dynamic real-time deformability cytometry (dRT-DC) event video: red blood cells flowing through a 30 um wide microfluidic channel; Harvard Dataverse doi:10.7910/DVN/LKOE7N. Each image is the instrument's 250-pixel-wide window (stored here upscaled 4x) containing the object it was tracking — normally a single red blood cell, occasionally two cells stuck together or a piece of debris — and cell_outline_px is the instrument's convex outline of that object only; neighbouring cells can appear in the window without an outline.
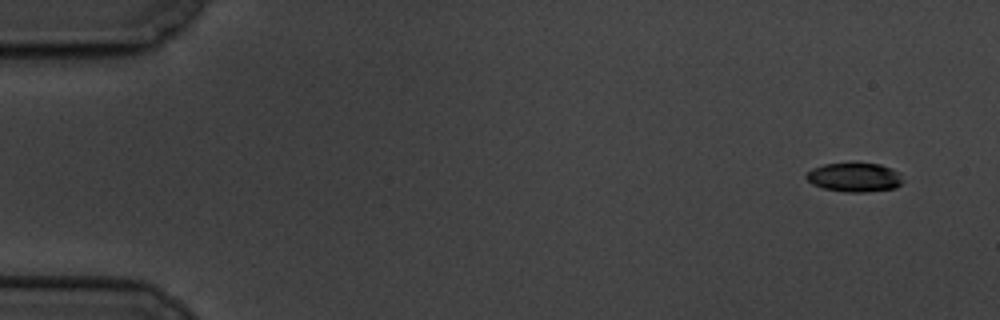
{"species": "common noctule bat (a hibernating species)", "species_latin": "Nyctalus noctula", "temperature_condition": "cold", "stored_images_in_passage": 10, "camera_frame_rate_fps": 3000, "um_per_image_px": 0.085, "animal": {"sex": "male", "body_mass_g": 19.5, "forearm_length_mm": 54.6}, "frame": {"image": 1, "passage_image": 1, "time_ms": 0.0, "image_size_px": [1000, 320], "cell_outline_px": [[900, 184], [896, 188], [864, 192], [844, 192], [824, 188], [812, 184], [804, 176], [812, 168], [824, 164], [856, 160], [880, 164], [892, 168], [896, 172], [900, 180]], "centroid_in_image_um": [72.57, 15.02], "position_along_channel_um": 12.4, "area_um2": 16.76}}
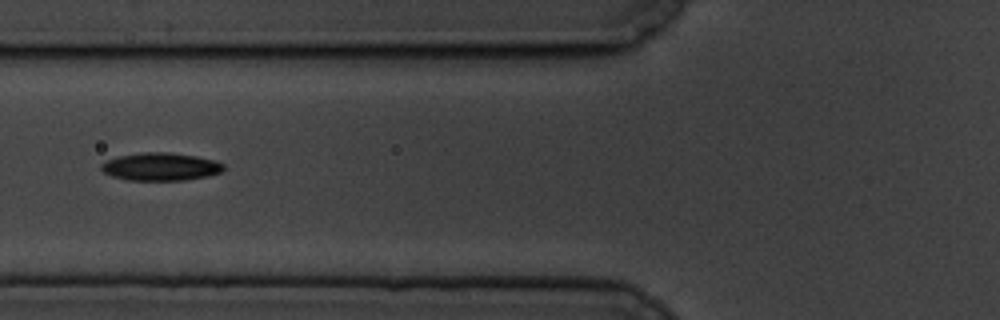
{"frame": {"image": 2, "passage_image": 7, "time_ms": 6.667, "image_size_px": [1000, 320], "cell_outline_px": [[224, 168], [220, 172], [208, 176], [184, 180], [128, 180], [112, 176], [104, 172], [100, 168], [100, 164], [116, 156], [144, 152], [168, 152], [196, 156], [212, 160], [224, 164]], "centroid_in_image_um": [13.62, 14.16], "position_along_channel_um": 112.2, "area_um2": 19.77}}
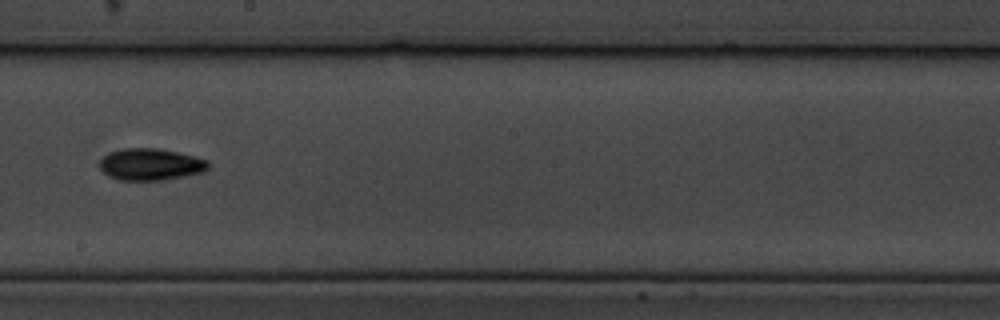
{"frame": {"image": 3, "passage_image": 10, "time_ms": 10.333, "image_size_px": [1000, 320], "cell_outline_px": [[208, 168], [204, 172], [164, 180], [116, 180], [108, 176], [100, 168], [100, 160], [108, 152], [124, 148], [156, 148], [196, 156], [208, 160]], "centroid_in_image_um": [12.79, 13.97], "position_along_channel_um": 235.4, "area_um2": 20.23}}